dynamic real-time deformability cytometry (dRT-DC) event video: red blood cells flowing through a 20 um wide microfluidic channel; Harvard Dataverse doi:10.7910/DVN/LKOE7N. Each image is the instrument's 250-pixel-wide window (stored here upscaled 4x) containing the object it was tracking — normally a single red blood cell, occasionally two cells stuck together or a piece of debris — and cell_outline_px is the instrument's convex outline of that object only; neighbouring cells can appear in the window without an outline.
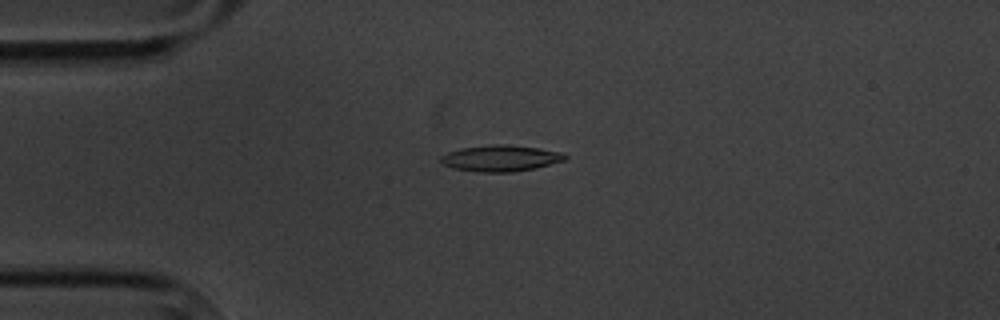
{"species": "common noctule bat (a hibernating species)", "species_latin": "Nyctalus noctula", "temperature_condition": "cold", "stored_images_in_passage": 4, "camera_frame_rate_fps": 3000, "um_per_image_px": 0.085, "animal": {"sex": "male", "body_mass_g": 20.1, "forearm_length_mm": 53.5}, "frame": {"image": 1, "passage_image": 3, "time_ms": 2.333, "image_size_px": [1000, 320], "cell_outline_px": [[568, 156], [564, 160], [536, 168], [512, 172], [480, 172], [452, 168], [444, 164], [440, 160], [440, 156], [448, 152], [460, 148], [496, 144], [504, 144], [536, 148], [560, 152]], "centroid_in_image_um": [42.52, 13.45], "position_along_channel_um": 42.5, "area_um2": 18.79}}